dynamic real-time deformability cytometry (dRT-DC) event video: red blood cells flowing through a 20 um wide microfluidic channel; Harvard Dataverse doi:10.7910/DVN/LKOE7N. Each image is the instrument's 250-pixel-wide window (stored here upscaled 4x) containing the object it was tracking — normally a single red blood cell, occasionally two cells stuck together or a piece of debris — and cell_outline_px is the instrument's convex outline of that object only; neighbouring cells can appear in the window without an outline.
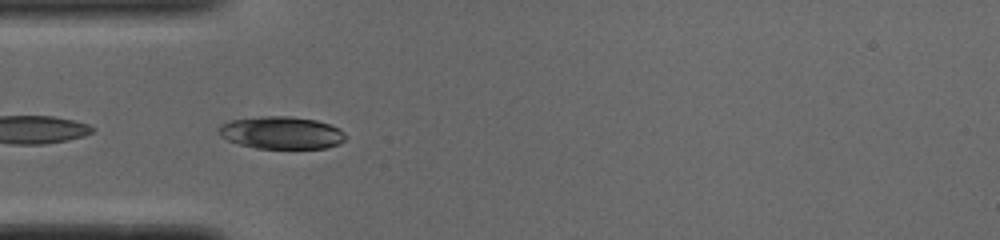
{"species": "common noctule bat (a hibernating species)", "species_latin": "Nyctalus noctula", "temperature_condition": "cold", "stored_images_in_passage": 22, "camera_frame_rate_fps": 3000, "um_per_image_px": 0.085, "animal": {"sex": "male", "body_mass_g": 19.0, "forearm_length_mm": 50.8}, "frame": {"image": 1, "passage_image": 9, "time_ms": 2.667, "image_size_px": [1000, 240], "cell_outline_px": [[348, 136], [340, 144], [328, 148], [256, 148], [240, 144], [228, 140], [220, 136], [216, 132], [220, 124], [232, 120], [264, 116], [288, 116], [316, 120], [340, 128]], "centroid_in_image_um": [23.94, 11.28], "position_along_channel_um": 61.1, "area_um2": 24.1}}
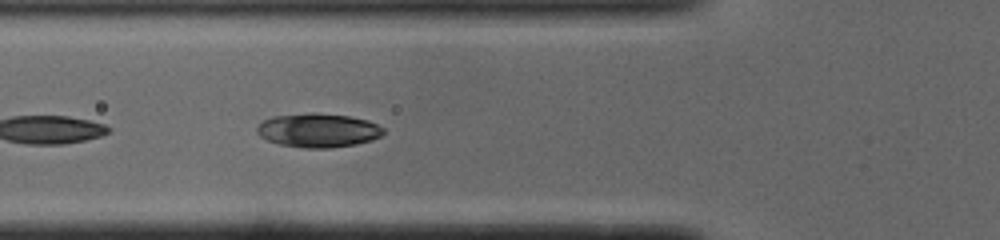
{"frame": {"image": 2, "passage_image": 12, "time_ms": 3.667, "image_size_px": [1000, 240], "cell_outline_px": [[384, 132], [380, 136], [372, 140], [356, 144], [328, 148], [304, 148], [280, 144], [268, 140], [260, 136], [256, 132], [256, 128], [264, 120], [272, 116], [312, 112], [348, 116], [368, 120], [384, 128]], "centroid_in_image_um": [27.04, 11.07], "position_along_channel_um": 98.8, "area_um2": 24.97}}